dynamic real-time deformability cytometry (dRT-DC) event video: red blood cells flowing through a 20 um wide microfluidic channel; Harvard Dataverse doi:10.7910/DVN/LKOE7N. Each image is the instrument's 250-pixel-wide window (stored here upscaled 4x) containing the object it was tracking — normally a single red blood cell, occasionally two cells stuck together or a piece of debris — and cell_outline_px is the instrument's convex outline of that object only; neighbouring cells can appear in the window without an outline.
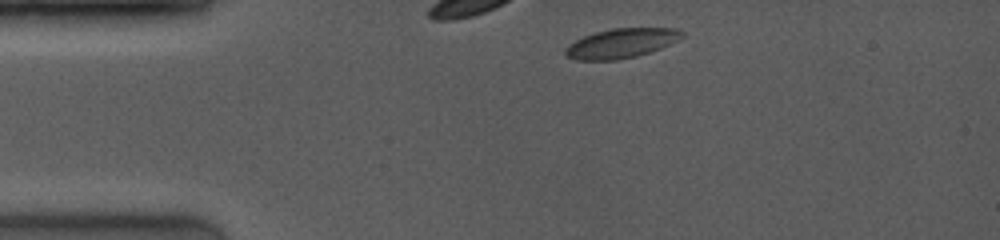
{"species": "common noctule bat (a hibernating species)", "species_latin": "Nyctalus noctula", "temperature_condition": "room temperature", "stored_images_in_passage": 5, "camera_frame_rate_fps": 4000, "um_per_image_px": 0.085, "animal": {"sex": "female", "body_mass_g": 19.0, "forearm_length_mm": 53.3}, "frame": {"image": 1, "passage_image": 1, "time_ms": 0.0, "image_size_px": [1000, 240], "cell_outline_px": [[684, 36], [660, 48], [636, 56], [616, 60], [576, 60], [568, 56], [564, 52], [564, 48], [568, 44], [584, 36], [596, 32], [612, 28], [676, 28], [684, 32]], "centroid_in_image_um": [52.78, 3.67], "position_along_channel_um": 32.2, "area_um2": 19.88}}
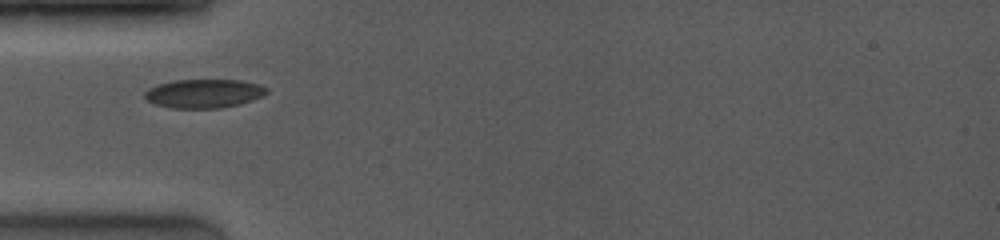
{"frame": {"image": 2, "passage_image": 3, "time_ms": 2.0, "image_size_px": [1000, 240], "cell_outline_px": [[268, 92], [264, 96], [240, 104], [220, 108], [172, 108], [156, 104], [148, 100], [144, 96], [144, 92], [148, 88], [156, 84], [172, 80], [240, 80], [260, 84], [268, 88]], "centroid_in_image_um": [17.35, 7.94], "position_along_channel_um": 67.7, "area_um2": 20.63}}
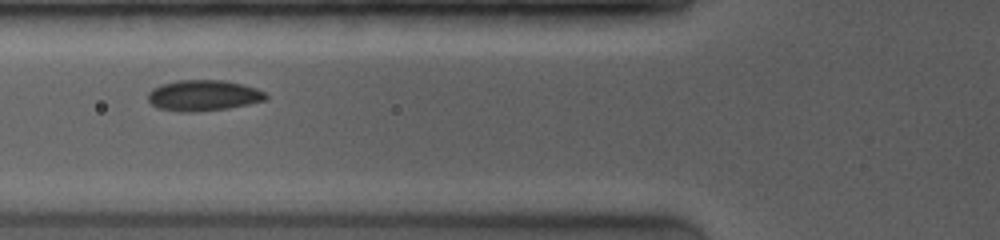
{"frame": {"image": 3, "passage_image": 4, "time_ms": 3.0, "image_size_px": [1000, 240], "cell_outline_px": [[268, 100], [228, 108], [192, 112], [180, 112], [160, 108], [152, 104], [148, 100], [148, 92], [152, 88], [176, 80], [224, 80], [244, 84], [256, 88], [264, 92], [268, 96]], "centroid_in_image_um": [17.31, 8.11], "position_along_channel_um": 108.5, "area_um2": 21.21}}